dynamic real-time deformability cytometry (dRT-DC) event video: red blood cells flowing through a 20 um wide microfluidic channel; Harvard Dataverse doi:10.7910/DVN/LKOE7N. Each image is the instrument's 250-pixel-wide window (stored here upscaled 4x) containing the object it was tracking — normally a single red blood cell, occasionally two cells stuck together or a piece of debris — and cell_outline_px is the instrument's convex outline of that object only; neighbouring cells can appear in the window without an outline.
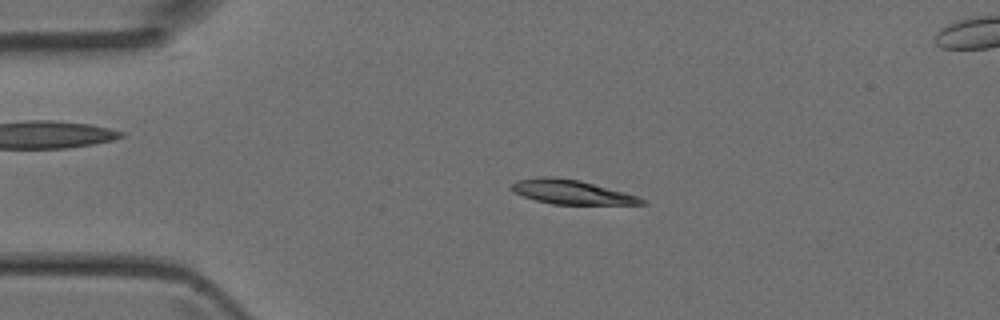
{"species": "Egyptian fruit bat (a non-hibernating species)", "species_latin": "Rousettus aegyptiacus", "temperature_condition": "room temperature", "stored_images_in_passage": 5, "camera_frame_rate_fps": 3000, "um_per_image_px": 0.085, "animal": {"sex": "female"}, "frame": {"image": 1, "passage_image": 3, "time_ms": 0.667, "image_size_px": [1000, 320], "cell_outline_px": [[648, 204], [552, 204], [536, 200], [512, 192], [512, 184], [516, 180], [540, 176], [552, 176], [580, 180], [624, 192], [636, 196], [644, 200]], "centroid_in_image_um": [48.53, 16.31], "position_along_channel_um": 36.5, "area_um2": 18.21}}
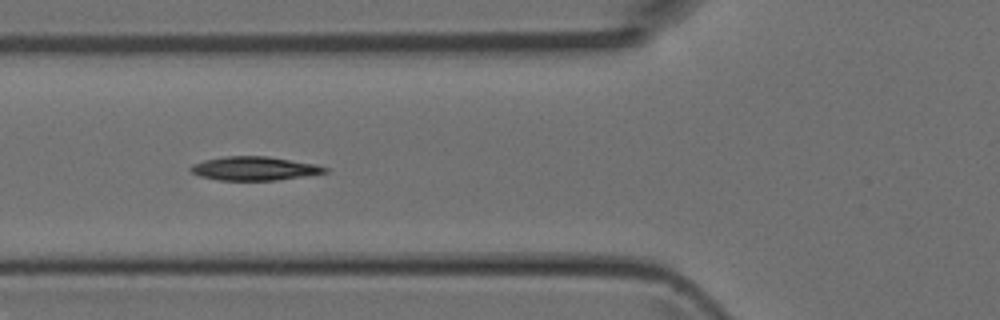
{"frame": {"image": 2, "passage_image": 5, "time_ms": 1.333, "image_size_px": [1000, 320], "cell_outline_px": [[328, 172], [304, 176], [276, 180], [220, 180], [200, 176], [192, 172], [188, 168], [192, 164], [204, 160], [224, 156], [268, 156], [316, 164], [328, 168]], "centroid_in_image_um": [21.61, 14.31], "position_along_channel_um": 104.2, "area_um2": 18.55}}